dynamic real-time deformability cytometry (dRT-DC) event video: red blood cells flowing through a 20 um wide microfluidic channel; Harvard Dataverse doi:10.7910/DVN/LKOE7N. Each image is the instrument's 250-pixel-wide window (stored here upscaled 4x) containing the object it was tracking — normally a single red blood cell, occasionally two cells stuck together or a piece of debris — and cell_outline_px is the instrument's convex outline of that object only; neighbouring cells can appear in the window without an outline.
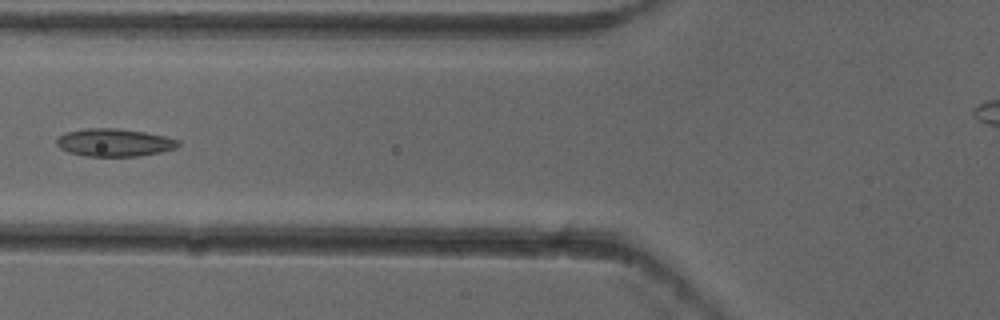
{"species": "common noctule bat (a hibernating species)", "species_latin": "Nyctalus noctula", "temperature_condition": "cold", "stored_images_in_passage": 6, "camera_frame_rate_fps": 3000, "um_per_image_px": 0.085, "animal": {"sex": "female"}, "frame": {"image": 1, "passage_image": 5, "time_ms": 1.333, "image_size_px": [1000, 320], "cell_outline_px": [[180, 144], [176, 148], [160, 152], [140, 156], [84, 156], [68, 152], [60, 148], [56, 144], [56, 140], [64, 132], [84, 128], [116, 128], [144, 132], [164, 136], [180, 140]], "centroid_in_image_um": [9.7, 12.11], "position_along_channel_um": 116.1, "area_um2": 19.77}}
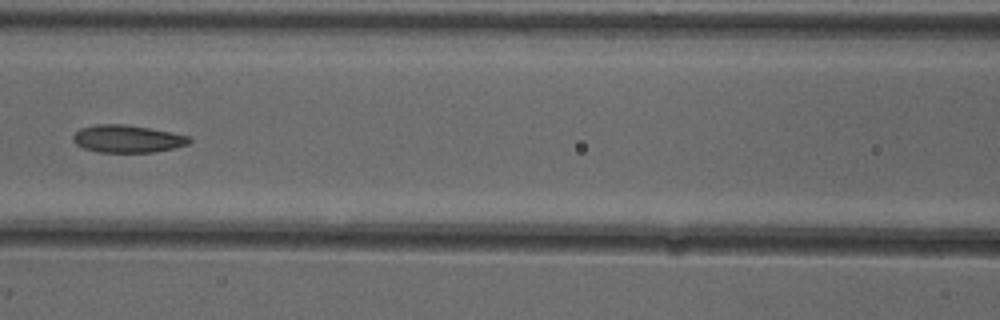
{"frame": {"image": 2, "passage_image": 6, "time_ms": 1.667, "image_size_px": [1000, 320], "cell_outline_px": [[192, 140], [188, 144], [176, 148], [152, 152], [96, 152], [84, 148], [76, 144], [72, 140], [72, 136], [80, 128], [96, 124], [124, 124], [148, 128], [188, 136]], "centroid_in_image_um": [10.79, 11.8], "position_along_channel_um": 155.8, "area_um2": 18.55}}